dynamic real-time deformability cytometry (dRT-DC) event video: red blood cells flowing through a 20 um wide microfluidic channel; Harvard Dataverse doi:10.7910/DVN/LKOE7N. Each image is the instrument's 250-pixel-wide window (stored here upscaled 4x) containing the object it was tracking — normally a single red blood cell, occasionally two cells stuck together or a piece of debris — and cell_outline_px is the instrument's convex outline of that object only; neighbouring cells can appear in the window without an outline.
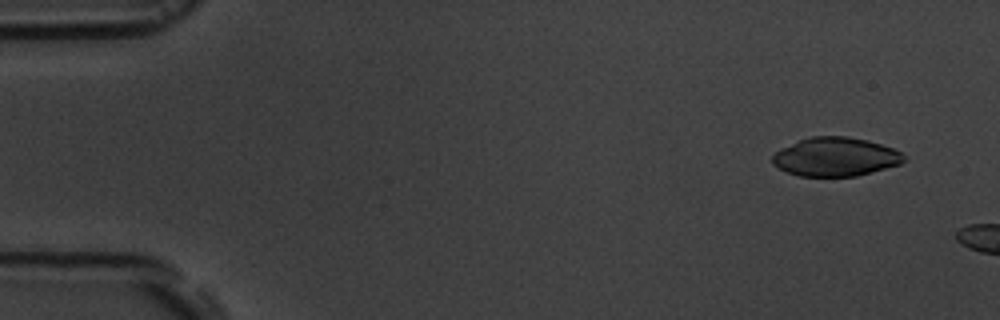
{"species": "common noctule bat (a hibernating species)", "species_latin": "Nyctalus noctula", "temperature_condition": "room temperature", "stored_images_in_passage": 3, "camera_frame_rate_fps": 3000, "um_per_image_px": 0.085, "animal": {"sex": "male", "body_mass_g": 19.5, "forearm_length_mm": 54.6}, "frame": {"image": 1, "passage_image": 1, "time_ms": 0.0, "image_size_px": [1000, 320], "cell_outline_px": [[904, 160], [900, 164], [872, 172], [856, 176], [800, 176], [788, 172], [772, 164], [772, 156], [780, 148], [800, 140], [812, 136], [848, 136], [868, 140], [892, 148], [900, 152], [904, 156]], "centroid_in_image_um": [71.0, 13.33], "position_along_channel_um": 14.0, "area_um2": 29.54}}